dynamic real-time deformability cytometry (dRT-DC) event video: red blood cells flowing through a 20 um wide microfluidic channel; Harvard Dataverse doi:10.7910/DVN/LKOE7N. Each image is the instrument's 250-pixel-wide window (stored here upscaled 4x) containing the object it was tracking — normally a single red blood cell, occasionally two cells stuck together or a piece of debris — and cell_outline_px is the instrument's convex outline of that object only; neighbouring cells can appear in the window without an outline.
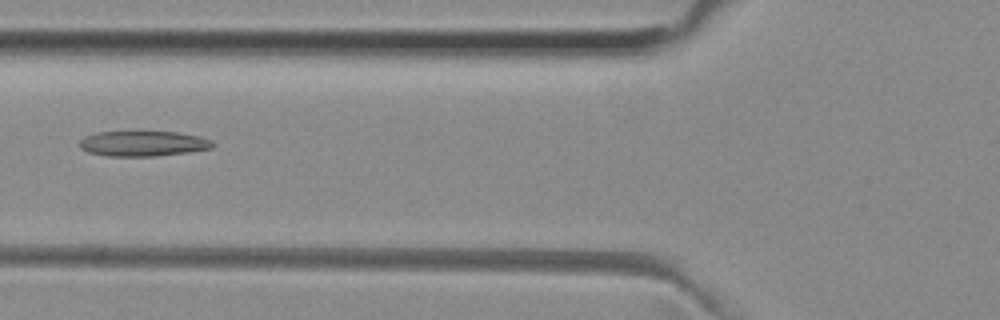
{"species": "common noctule bat (a hibernating species)", "species_latin": "Nyctalus noctula", "temperature_condition": "room temperature", "stored_images_in_passage": 40, "camera_frame_rate_fps": 3000, "um_per_image_px": 0.085, "animal": {"sex": "female", "body_mass_g": 29.2, "forearm_length_mm": 56.3}, "frame": {"image": 1, "passage_image": 8, "time_ms": 2.333, "image_size_px": [1000, 320], "cell_outline_px": [[216, 144], [212, 148], [188, 152], [156, 156], [108, 156], [88, 152], [80, 148], [80, 140], [84, 136], [96, 132], [176, 132], [200, 136], [212, 140]], "centroid_in_image_um": [12.18, 12.2], "position_along_channel_um": 113.6, "area_um2": 19.65}}
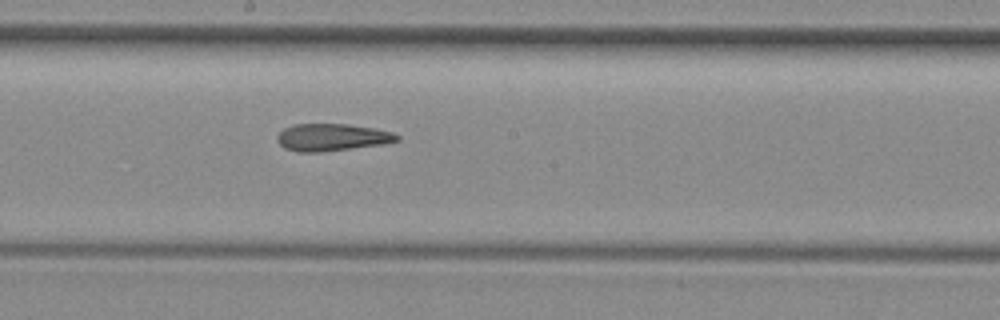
{"frame": {"image": 2, "passage_image": 16, "time_ms": 5.0, "image_size_px": [1000, 320], "cell_outline_px": [[400, 140], [384, 144], [320, 152], [296, 152], [284, 148], [276, 140], [276, 136], [284, 128], [296, 124], [348, 124], [372, 128], [392, 132], [400, 136]], "centroid_in_image_um": [28.2, 11.68], "position_along_channel_um": 220.0, "area_um2": 19.02}}
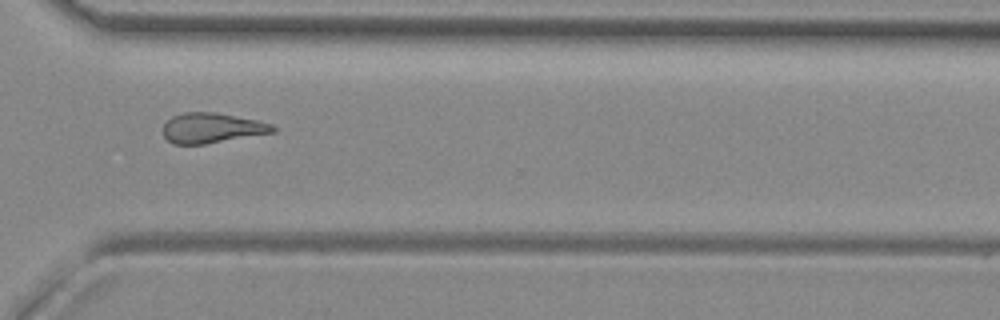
{"frame": {"image": 3, "passage_image": 26, "time_ms": 8.333, "image_size_px": [1000, 320], "cell_outline_px": [[276, 132], [204, 144], [172, 144], [164, 136], [164, 124], [172, 116], [184, 112], [216, 112], [256, 120], [272, 124], [276, 128]], "centroid_in_image_um": [18.01, 10.88], "position_along_channel_um": 352.6, "area_um2": 19.19}, "authors_computed_cell_mechanics": {"area_um2": 19.5075, "velocity_mm_per_s": 3.982, "shape_relaxation_time_tau1_ms": null, "shape_relaxation_time_tau2_ms": 5.3506, "deformation_change_tau1": null, "deformation_change_tau2": 0.1741}}